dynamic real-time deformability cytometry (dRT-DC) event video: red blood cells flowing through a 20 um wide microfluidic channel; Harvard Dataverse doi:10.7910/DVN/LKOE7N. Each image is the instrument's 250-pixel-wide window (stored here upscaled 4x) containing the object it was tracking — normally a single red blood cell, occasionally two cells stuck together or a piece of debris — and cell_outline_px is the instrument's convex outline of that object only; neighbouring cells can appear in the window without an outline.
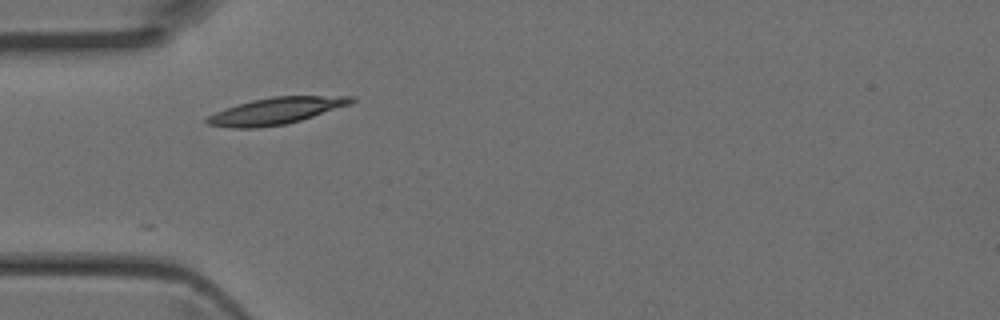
{"species": "Egyptian fruit bat (a non-hibernating species)", "species_latin": "Rousettus aegyptiacus", "temperature_condition": "room temperature", "stored_images_in_passage": 3, "camera_frame_rate_fps": 3000, "um_per_image_px": 0.085, "animal": {"sex": "female"}, "frame": {"image": 1, "passage_image": 2, "time_ms": 0.333, "image_size_px": [1000, 320], "cell_outline_px": [[356, 100], [348, 104], [300, 120], [284, 124], [256, 128], [232, 128], [204, 124], [204, 120], [208, 116], [224, 108], [252, 100], [272, 96], [356, 96]], "centroid_in_image_um": [23.38, 9.42], "position_along_channel_um": 61.6, "area_um2": 22.2}}